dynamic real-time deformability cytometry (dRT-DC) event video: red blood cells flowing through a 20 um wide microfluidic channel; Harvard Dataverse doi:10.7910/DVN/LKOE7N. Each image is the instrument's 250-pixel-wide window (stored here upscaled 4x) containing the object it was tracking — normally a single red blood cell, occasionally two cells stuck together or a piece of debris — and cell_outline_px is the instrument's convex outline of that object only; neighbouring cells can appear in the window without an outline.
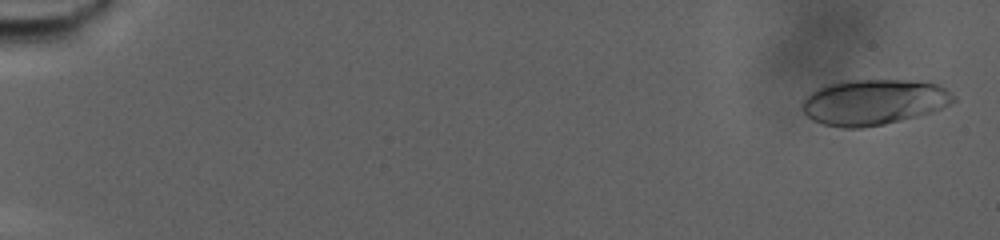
{"species": "human", "species_latin": "Homo sapiens", "temperature_condition": "warm", "stored_images_in_passage": 87, "camera_frame_rate_fps": 3000, "um_per_image_px": 0.085, "donor": {"sex": "male"}, "frame": {"image": 1, "passage_image": 3, "time_ms": 0.667, "image_size_px": [1000, 240], "cell_outline_px": [[956, 100], [932, 112], [884, 124], [860, 128], [844, 128], [824, 124], [812, 120], [800, 108], [804, 100], [816, 88], [840, 80], [904, 80], [940, 84], [956, 96]], "centroid_in_image_um": [74.26, 8.67], "position_along_channel_um": 10.7, "area_um2": 40.17}}
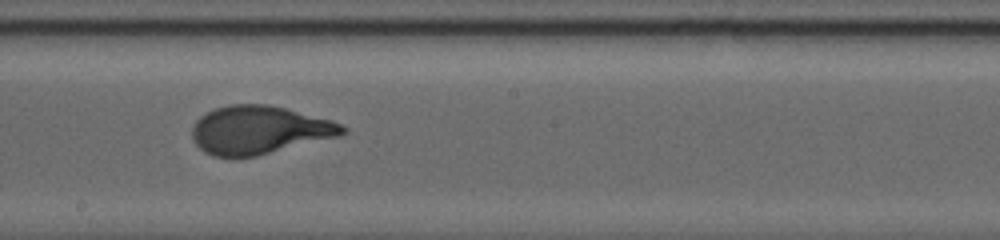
{"frame": {"image": 2, "passage_image": 52, "time_ms": 17.0, "image_size_px": [1000, 240], "cell_outline_px": [[348, 132], [340, 136], [256, 156], [236, 160], [212, 156], [204, 152], [192, 140], [192, 128], [196, 120], [200, 116], [212, 108], [228, 104], [268, 104], [332, 120], [348, 128]], "centroid_in_image_um": [21.99, 11.07], "position_along_channel_um": 226.2, "area_um2": 43.0}}
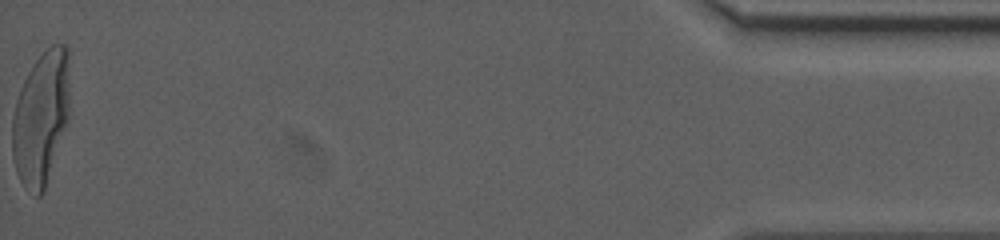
{"frame": {"image": 3, "passage_image": 87, "time_ms": 28.667, "image_size_px": [1000, 240], "cell_outline_px": [[68, 116], [44, 192], [40, 196], [36, 196], [24, 188], [16, 172], [12, 156], [12, 116], [16, 100], [20, 88], [32, 64], [52, 44], [64, 44], [68, 48]], "centroid_in_image_um": [3.45, 10.04], "position_along_channel_um": 431.8, "area_um2": 44.39}, "authors_computed_cell_mechanics": {"area_um2": 41.2114, "velocity_mm_per_s": 2.487, "shape_relaxation_time_tau1_ms": 6.3318, "shape_relaxation_time_tau2_ms": null, "deformation_change_tau1": 0.2531, "deformation_change_tau2": null}}